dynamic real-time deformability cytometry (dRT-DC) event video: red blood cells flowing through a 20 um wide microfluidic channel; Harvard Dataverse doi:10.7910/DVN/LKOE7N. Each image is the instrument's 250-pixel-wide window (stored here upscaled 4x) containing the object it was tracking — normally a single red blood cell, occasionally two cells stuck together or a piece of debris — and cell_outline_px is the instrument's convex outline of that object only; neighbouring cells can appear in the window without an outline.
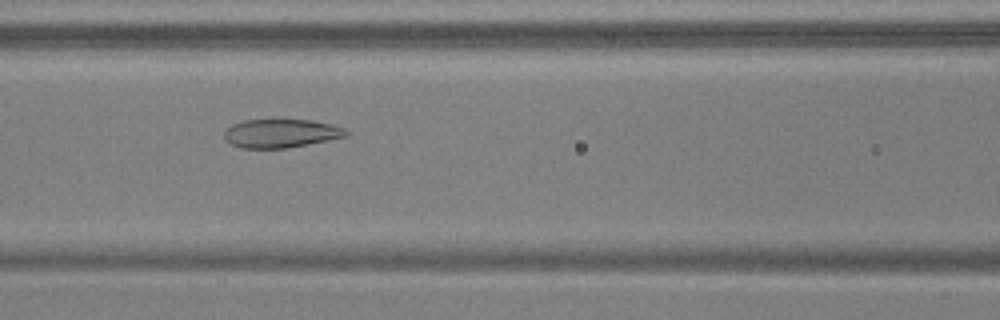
{"species": "common noctule bat (a hibernating species)", "species_latin": "Nyctalus noctula", "temperature_condition": "warm", "stored_images_in_passage": 54, "camera_frame_rate_fps": 3000, "um_per_image_px": 0.085, "animal": {"sex": "male", "body_mass_g": 17.9, "forearm_length_mm": 54.2}, "frame": {"image": 1, "passage_image": 24, "time_ms": 7.667, "image_size_px": [1000, 320], "cell_outline_px": [[348, 132], [344, 136], [308, 144], [284, 148], [240, 148], [224, 140], [224, 132], [232, 124], [244, 120], [312, 120], [332, 124], [344, 128]], "centroid_in_image_um": [23.83, 11.33], "position_along_channel_um": 142.8, "area_um2": 20.06}}
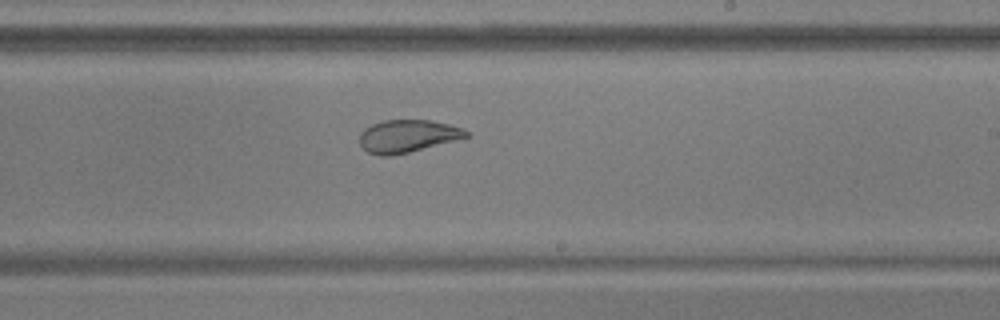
{"frame": {"image": 2, "passage_image": 33, "time_ms": 10.667, "image_size_px": [1000, 320], "cell_outline_px": [[468, 136], [456, 140], [408, 152], [388, 156], [380, 156], [368, 152], [360, 144], [360, 132], [364, 128], [372, 124], [384, 120], [428, 120], [448, 124], [464, 128], [468, 132]], "centroid_in_image_um": [34.62, 11.56], "position_along_channel_um": 254.4, "area_um2": 20.06}}
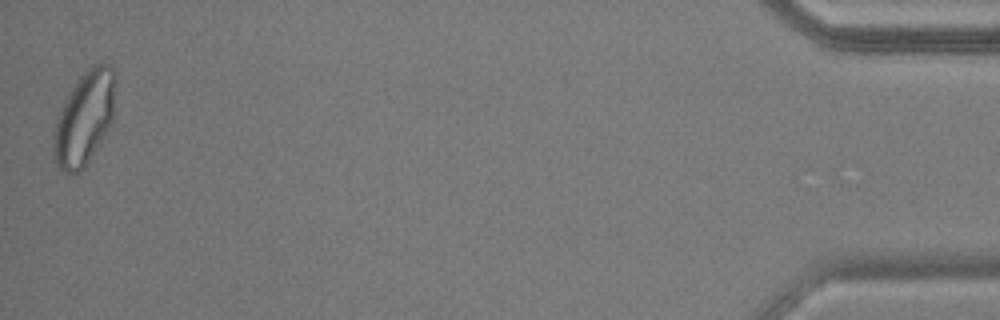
{"frame": {"image": 3, "passage_image": 54, "time_ms": 17.667, "image_size_px": [1000, 320], "cell_outline_px": [[116, 72], [112, 116], [104, 136], [84, 168], [76, 172], [64, 172], [56, 168], [52, 156], [52, 136], [56, 116], [64, 100], [80, 76], [92, 64], [112, 64]], "centroid_in_image_um": [7.12, 10.05], "position_along_channel_um": 428.1, "area_um2": 33.87}, "authors_computed_cell_mechanics": {"area_um2": 26.2412, "velocity_mm_per_s": 3.728, "shape_relaxation_time_tau1_ms": null, "shape_relaxation_time_tau2_ms": 1.1237, "deformation_change_tau1": null, "deformation_change_tau2": 0.0697}}